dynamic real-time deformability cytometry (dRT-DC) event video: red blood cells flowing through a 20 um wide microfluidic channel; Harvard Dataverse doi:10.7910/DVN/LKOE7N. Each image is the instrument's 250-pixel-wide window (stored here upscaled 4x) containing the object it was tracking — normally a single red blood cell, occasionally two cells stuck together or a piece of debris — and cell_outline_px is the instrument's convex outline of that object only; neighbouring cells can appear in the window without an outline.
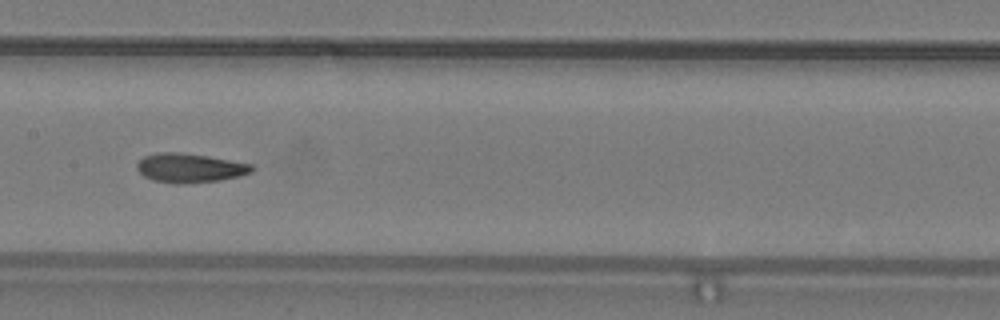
{"species": "common noctule bat (a hibernating species)", "species_latin": "Nyctalus noctula", "temperature_condition": "warm", "stored_images_in_passage": 37, "camera_frame_rate_fps": 3000, "um_per_image_px": 0.085, "animal": {"sex": "male", "body_mass_g": 19.2, "forearm_length_mm": 51.8}, "frame": {"image": 1, "passage_image": 11, "time_ms": 3.333, "image_size_px": [1000, 320], "cell_outline_px": [[252, 172], [240, 176], [220, 180], [184, 184], [176, 184], [152, 180], [144, 176], [136, 168], [136, 164], [144, 156], [156, 152], [176, 152], [208, 156], [252, 164]], "centroid_in_image_um": [16.11, 14.28], "position_along_channel_um": 191.3, "area_um2": 19.54}, "authors_computed_cell_mechanics": {"area_um2": 18.6694, "velocity_mm_per_s": 3.8399, "shape_relaxation_time_tau1_ms": null, "shape_relaxation_time_tau2_ms": 2.826, "deformation_change_tau1": null, "deformation_change_tau2": 0.1069}}